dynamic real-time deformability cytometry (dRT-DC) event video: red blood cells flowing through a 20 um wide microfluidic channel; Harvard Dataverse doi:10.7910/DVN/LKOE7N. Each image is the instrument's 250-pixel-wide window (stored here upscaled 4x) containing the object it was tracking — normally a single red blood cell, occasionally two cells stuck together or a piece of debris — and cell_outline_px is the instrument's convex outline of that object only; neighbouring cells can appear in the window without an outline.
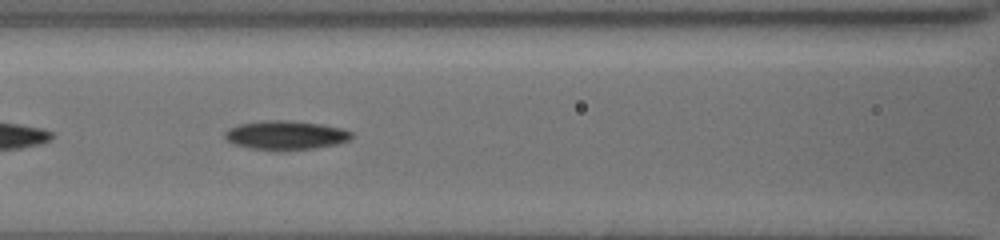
{"species": "common noctule bat (a hibernating species)", "species_latin": "Nyctalus noctula", "temperature_condition": "cold", "stored_images_in_passage": 21, "camera_frame_rate_fps": 3000, "um_per_image_px": 0.085, "animal": {"sex": "female", "body_mass_g": 19.5, "forearm_length_mm": 54.1}, "frame": {"image": 1, "passage_image": 7, "time_ms": 2.0, "image_size_px": [1000, 240], "cell_outline_px": [[352, 136], [348, 140], [336, 144], [316, 148], [288, 152], [276, 152], [248, 148], [232, 144], [224, 136], [224, 132], [228, 128], [240, 124], [268, 120], [284, 120], [320, 124], [344, 128], [352, 132]], "centroid_in_image_um": [24.26, 11.53], "position_along_channel_um": 142.3, "area_um2": 21.91}}
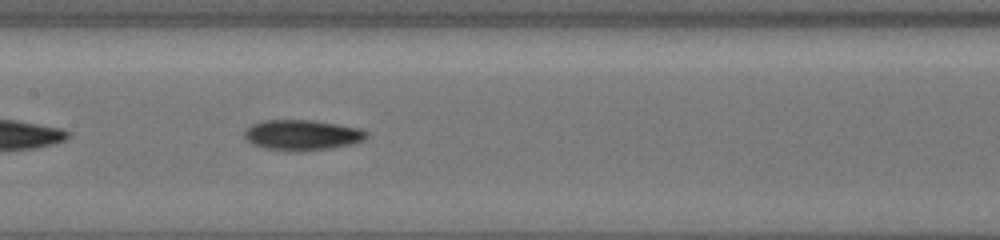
{"frame": {"image": 2, "passage_image": 10, "time_ms": 3.0, "image_size_px": [1000, 240], "cell_outline_px": [[368, 136], [364, 140], [352, 144], [332, 148], [300, 152], [264, 148], [252, 144], [244, 136], [244, 132], [252, 124], [264, 120], [312, 120], [360, 128], [368, 132]], "centroid_in_image_um": [25.7, 11.48], "position_along_channel_um": 181.7, "area_um2": 21.73}}